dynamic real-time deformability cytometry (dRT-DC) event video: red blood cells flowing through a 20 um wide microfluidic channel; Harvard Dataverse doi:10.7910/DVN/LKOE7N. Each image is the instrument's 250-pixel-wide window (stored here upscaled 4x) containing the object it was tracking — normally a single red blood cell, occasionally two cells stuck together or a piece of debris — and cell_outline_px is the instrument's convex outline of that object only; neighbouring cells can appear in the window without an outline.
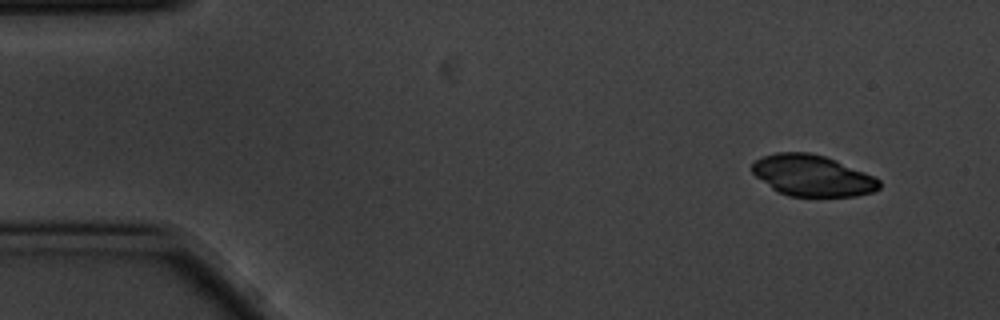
{"species": "common noctule bat (a hibernating species)", "species_latin": "Nyctalus noctula", "temperature_condition": "cold", "stored_images_in_passage": 4, "camera_frame_rate_fps": 3000, "um_per_image_px": 0.085, "animal": {"sex": "male", "body_mass_g": 20.1, "forearm_length_mm": 53.5}, "frame": {"image": 1, "passage_image": 1, "time_ms": 0.0, "image_size_px": [1000, 320], "cell_outline_px": [[880, 188], [872, 192], [856, 196], [788, 196], [772, 188], [756, 176], [752, 172], [752, 164], [756, 160], [764, 156], [776, 152], [808, 152], [824, 156], [836, 160], [864, 172], [880, 180]], "centroid_in_image_um": [69.05, 14.92], "position_along_channel_um": 16.0, "area_um2": 30.23}}